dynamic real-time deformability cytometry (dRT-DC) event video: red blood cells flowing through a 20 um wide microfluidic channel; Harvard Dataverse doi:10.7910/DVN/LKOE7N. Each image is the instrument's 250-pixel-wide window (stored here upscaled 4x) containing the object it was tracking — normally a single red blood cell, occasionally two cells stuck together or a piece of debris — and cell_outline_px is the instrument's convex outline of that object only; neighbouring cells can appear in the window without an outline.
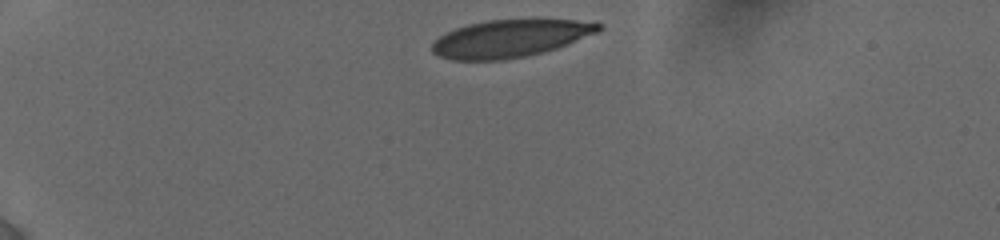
{"species": "human", "species_latin": "Homo sapiens", "temperature_condition": "cold", "stored_images_in_passage": 10, "camera_frame_rate_fps": 3000, "um_per_image_px": 0.085, "donor": {"sex": "female"}, "frame": {"image": 1, "passage_image": 1, "time_ms": 0.0, "image_size_px": [1000, 240], "cell_outline_px": [[604, 28], [600, 32], [568, 44], [544, 52], [504, 60], [452, 60], [440, 56], [432, 52], [432, 44], [440, 36], [456, 28], [468, 24], [488, 20], [536, 16], [576, 20], [604, 24]], "centroid_in_image_um": [43.47, 3.22], "position_along_channel_um": 41.5, "area_um2": 37.51}}
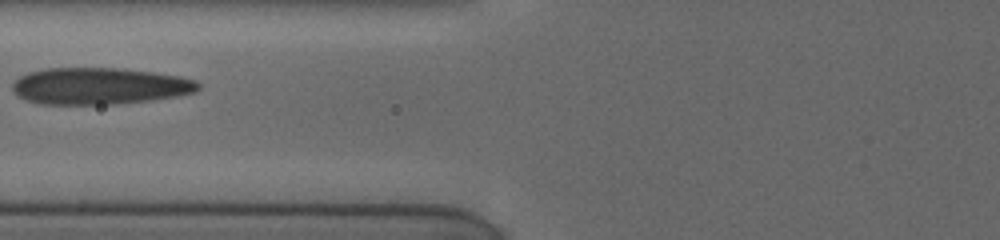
{"frame": {"image": 2, "passage_image": 5, "time_ms": 3.667, "image_size_px": [1000, 240], "cell_outline_px": [[200, 88], [196, 92], [176, 96], [148, 100], [112, 104], [40, 104], [28, 100], [20, 96], [12, 88], [12, 84], [20, 76], [28, 72], [44, 68], [124, 68], [180, 76], [196, 80], [200, 84]], "centroid_in_image_um": [8.48, 7.3], "position_along_channel_um": 117.3, "area_um2": 39.65}}
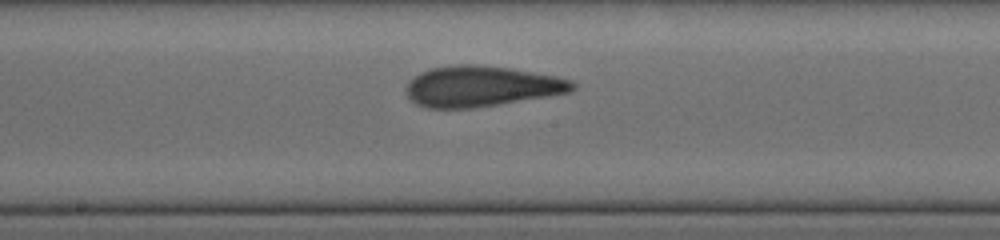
{"frame": {"image": 3, "passage_image": 9, "time_ms": 6.0, "image_size_px": [1000, 240], "cell_outline_px": [[576, 88], [568, 92], [548, 96], [472, 108], [428, 108], [416, 104], [404, 92], [408, 80], [420, 72], [432, 68], [456, 64], [476, 64], [508, 68], [556, 76], [572, 80], [576, 84]], "centroid_in_image_um": [40.87, 7.33], "position_along_channel_um": 207.3, "area_um2": 39.36}}